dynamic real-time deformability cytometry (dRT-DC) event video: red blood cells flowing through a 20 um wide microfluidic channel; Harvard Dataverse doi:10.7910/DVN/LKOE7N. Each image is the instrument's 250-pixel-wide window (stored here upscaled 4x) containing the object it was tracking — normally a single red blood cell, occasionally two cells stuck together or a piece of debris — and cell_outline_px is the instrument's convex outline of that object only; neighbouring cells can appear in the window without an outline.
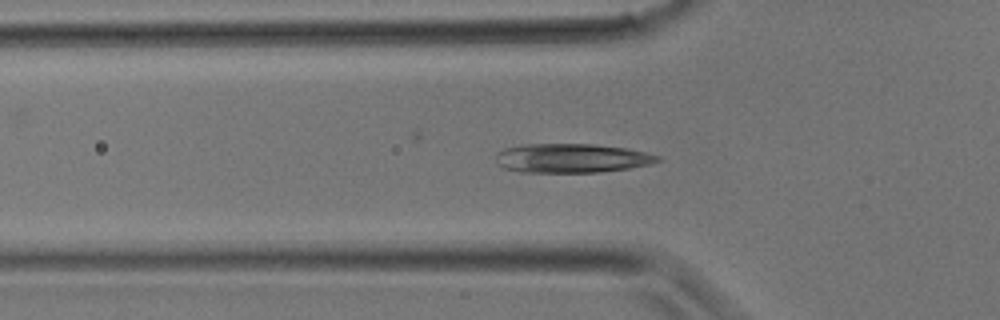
{"species": "common noctule bat (a hibernating species)", "species_latin": "Nyctalus noctula", "temperature_condition": "room temperature", "stored_images_in_passage": 11, "camera_frame_rate_fps": 3000, "um_per_image_px": 0.085, "animal": {"sex": "male", "body_mass_g": 17.9}, "frame": {"image": 1, "passage_image": 10, "time_ms": 3.0, "image_size_px": [1000, 320], "cell_outline_px": [[660, 160], [652, 164], [628, 168], [600, 172], [520, 172], [504, 168], [496, 160], [496, 152], [504, 148], [520, 144], [592, 144], [628, 148], [660, 156]], "centroid_in_image_um": [48.58, 13.44], "position_along_channel_um": 77.2, "area_um2": 27.51}}